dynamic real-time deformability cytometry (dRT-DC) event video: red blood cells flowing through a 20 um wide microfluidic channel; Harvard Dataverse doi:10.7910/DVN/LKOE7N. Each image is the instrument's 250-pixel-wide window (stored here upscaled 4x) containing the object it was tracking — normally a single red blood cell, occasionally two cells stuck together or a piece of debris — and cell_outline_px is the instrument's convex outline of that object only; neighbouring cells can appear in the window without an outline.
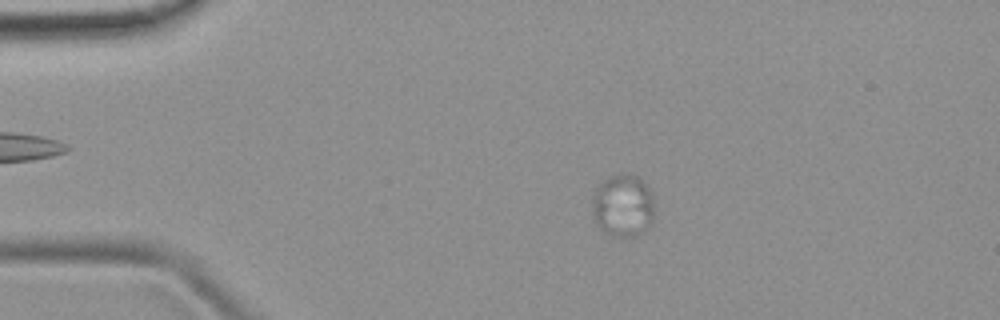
{"species": "common noctule bat (a hibernating species)", "species_latin": "Nyctalus noctula", "temperature_condition": "room temperature", "stored_images_in_passage": 7, "camera_frame_rate_fps": 3000, "um_per_image_px": 0.085, "animal": {"sex": "female", "body_mass_g": 19.9}, "frame": {"image": 1, "passage_image": 3, "time_ms": 2.333, "image_size_px": [1000, 320], "cell_outline_px": [[652, 220], [648, 228], [640, 236], [632, 240], [624, 240], [612, 236], [604, 232], [596, 224], [592, 212], [592, 196], [596, 188], [604, 180], [620, 172], [628, 172], [636, 176], [652, 192]], "centroid_in_image_um": [52.93, 17.54], "position_along_channel_um": 32.1, "area_um2": 23.35}}
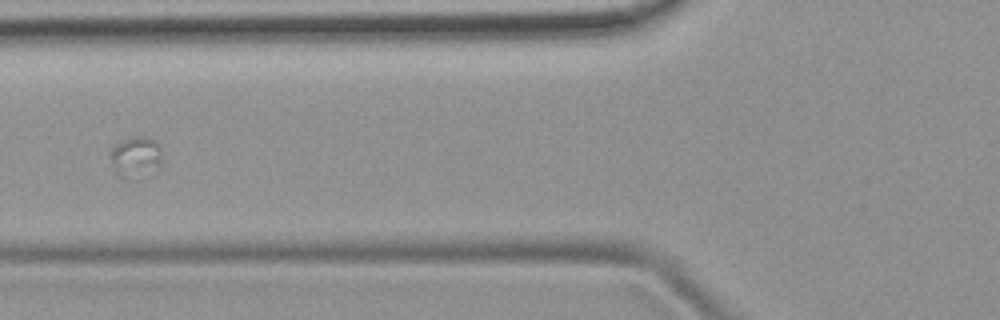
{"frame": {"image": 2, "passage_image": 6, "time_ms": 5.667, "image_size_px": [1000, 320], "cell_outline_px": [[160, 168], [152, 176], [140, 180], [132, 180], [116, 176], [112, 172], [108, 152], [116, 144], [124, 140], [136, 136], [144, 136], [156, 140], [160, 148]], "centroid_in_image_um": [11.51, 13.45], "position_along_channel_um": 114.3, "area_um2": 13.35}}
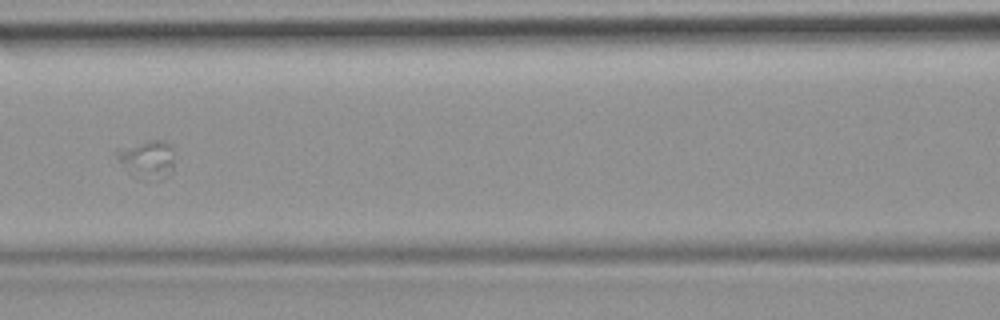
{"frame": {"image": 3, "passage_image": 7, "time_ms": 6.667, "image_size_px": [1000, 320], "cell_outline_px": [[172, 172], [168, 176], [160, 180], [140, 180], [116, 156], [116, 148], [148, 140], [164, 140], [172, 148]], "centroid_in_image_um": [12.54, 13.53], "position_along_channel_um": 154.1, "area_um2": 12.66}}